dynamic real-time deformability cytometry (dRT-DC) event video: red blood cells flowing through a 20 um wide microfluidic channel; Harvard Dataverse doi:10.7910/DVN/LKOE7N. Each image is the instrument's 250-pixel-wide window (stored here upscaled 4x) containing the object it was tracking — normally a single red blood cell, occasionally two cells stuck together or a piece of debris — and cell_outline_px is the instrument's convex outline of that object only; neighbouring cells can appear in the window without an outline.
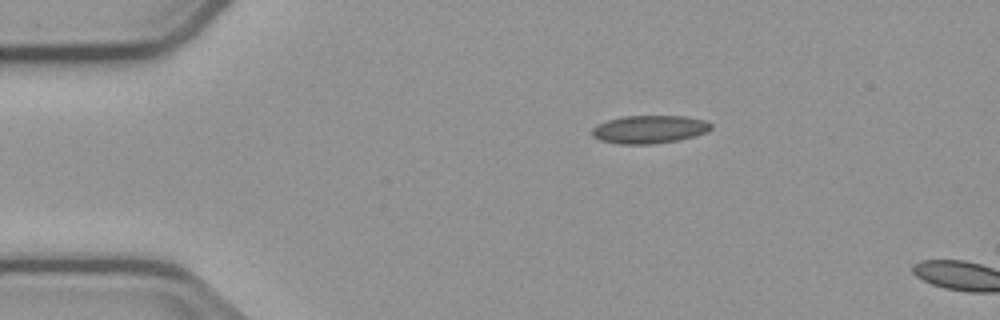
{"species": "common noctule bat (a hibernating species)", "species_latin": "Nyctalus noctula", "temperature_condition": "cold", "stored_images_in_passage": 2, "camera_frame_rate_fps": 3000, "um_per_image_px": 0.085, "animal": {"sex": "male", "body_mass_g": 23.1, "forearm_length_mm": 52.7}, "frame": {"image": 1, "passage_image": 1, "time_ms": 0.0, "image_size_px": [1000, 320], "cell_outline_px": [[712, 128], [708, 132], [696, 136], [680, 140], [652, 144], [620, 144], [600, 140], [592, 136], [592, 128], [596, 124], [620, 116], [688, 116], [704, 120], [712, 124]], "centroid_in_image_um": [55.21, 10.99], "position_along_channel_um": 29.8, "area_um2": 19.71}}